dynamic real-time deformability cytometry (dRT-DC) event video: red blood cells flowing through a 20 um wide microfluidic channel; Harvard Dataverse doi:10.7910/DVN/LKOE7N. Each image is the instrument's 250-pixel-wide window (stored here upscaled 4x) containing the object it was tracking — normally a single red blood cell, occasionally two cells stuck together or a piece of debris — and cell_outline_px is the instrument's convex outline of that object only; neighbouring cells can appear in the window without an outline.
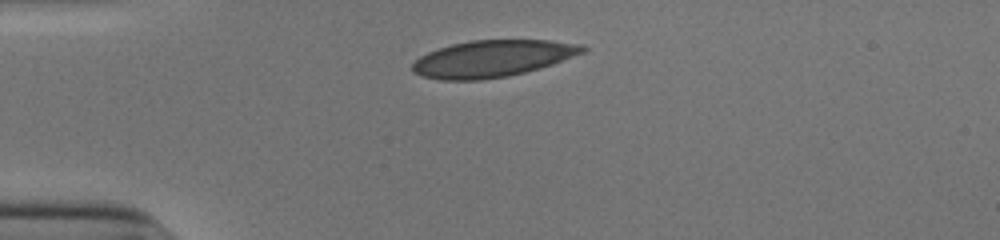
{"species": "human", "species_latin": "Homo sapiens", "temperature_condition": "cold", "stored_images_in_passage": 30, "camera_frame_rate_fps": 3000, "um_per_image_px": 0.085, "donor": {"sex": "male"}, "frame": {"image": 1, "passage_image": 1, "time_ms": 0.0, "image_size_px": [1000, 240], "cell_outline_px": [[588, 48], [584, 52], [552, 64], [540, 68], [508, 76], [480, 80], [440, 80], [424, 76], [412, 72], [412, 64], [420, 56], [428, 52], [452, 44], [472, 40], [552, 40], [584, 44]], "centroid_in_image_um": [41.88, 4.98], "position_along_channel_um": 43.1, "area_um2": 36.41}}
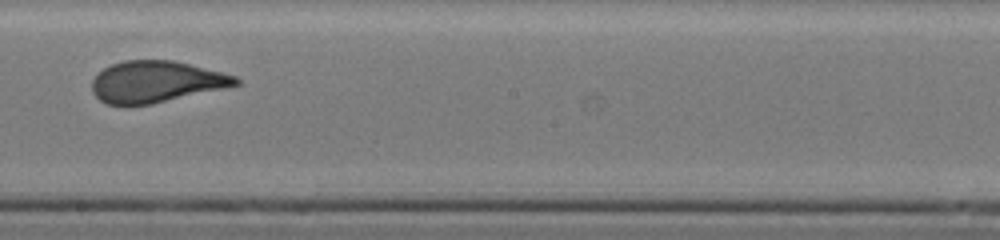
{"frame": {"image": 2, "passage_image": 18, "time_ms": 5.667, "image_size_px": [1000, 240], "cell_outline_px": [[240, 84], [224, 88], [152, 104], [128, 108], [124, 108], [108, 104], [100, 100], [92, 92], [92, 80], [104, 68], [112, 64], [124, 60], [172, 60], [236, 76], [240, 80]], "centroid_in_image_um": [13.21, 6.98], "position_along_channel_um": 235.0, "area_um2": 34.97}}
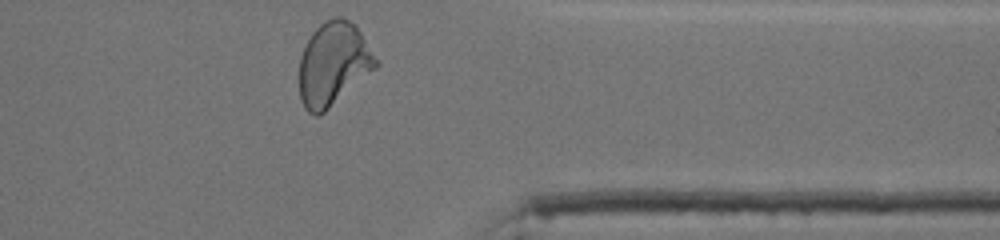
{"frame": {"image": 3, "passage_image": 30, "time_ms": 9.667, "image_size_px": [1000, 240], "cell_outline_px": [[380, 64], [376, 68], [320, 116], [316, 116], [308, 112], [304, 108], [300, 100], [300, 56], [312, 32], [320, 24], [336, 16], [340, 16], [348, 20], [360, 32], [380, 60]], "centroid_in_image_um": [28.34, 5.46], "position_along_channel_um": 383.1, "area_um2": 37.11}, "authors_computed_cell_mechanics": {"area_um2": 35.5181, "velocity_mm_per_s": 3.9033, "shape_relaxation_time_tau1_ms": 6.6372, "shape_relaxation_time_tau2_ms": 0.7812, "deformation_change_tau1": 0.2112, "deformation_change_tau2": 0.0619}}